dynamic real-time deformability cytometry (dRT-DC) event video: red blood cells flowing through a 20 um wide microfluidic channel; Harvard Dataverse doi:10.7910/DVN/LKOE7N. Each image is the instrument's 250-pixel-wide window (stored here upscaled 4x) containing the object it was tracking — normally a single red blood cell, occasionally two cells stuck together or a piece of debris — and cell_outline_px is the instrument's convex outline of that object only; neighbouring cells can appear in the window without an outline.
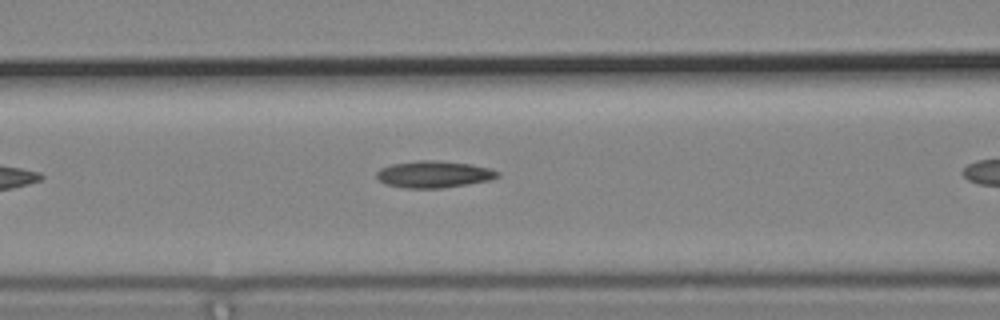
{"species": "common noctule bat (a hibernating species)", "species_latin": "Nyctalus noctula", "temperature_condition": "cold", "stored_images_in_passage": 21, "camera_frame_rate_fps": 3000, "um_per_image_px": 0.085, "animal": {"sex": "male", "body_mass_g": 19.2, "forearm_length_mm": 51.8}, "frame": {"image": 1, "passage_image": 4, "time_ms": 1.0, "image_size_px": [1000, 320], "cell_outline_px": [[500, 176], [488, 180], [468, 184], [444, 188], [404, 188], [388, 184], [380, 180], [376, 176], [376, 172], [380, 168], [392, 164], [420, 160], [436, 160], [468, 164], [488, 168], [500, 172]], "centroid_in_image_um": [36.87, 14.82], "position_along_channel_um": 129.7, "area_um2": 18.73}}
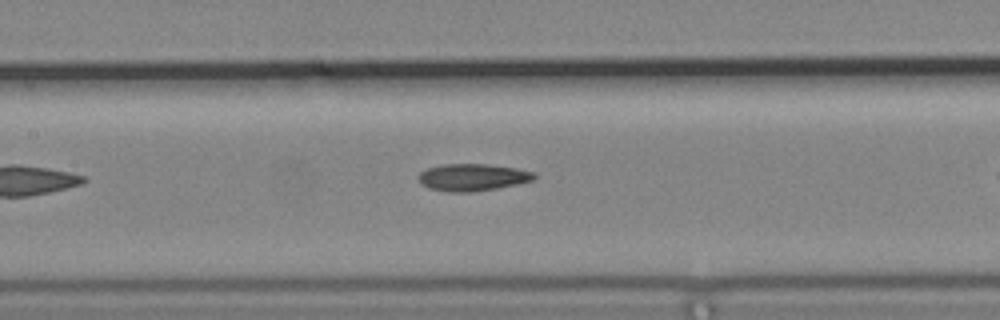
{"frame": {"image": 2, "passage_image": 7, "time_ms": 2.0, "image_size_px": [1000, 320], "cell_outline_px": [[536, 180], [496, 188], [472, 192], [448, 192], [428, 188], [420, 184], [416, 176], [420, 172], [428, 168], [444, 164], [484, 164], [516, 168], [536, 172]], "centroid_in_image_um": [40.15, 15.07], "position_along_channel_um": 167.2, "area_um2": 18.44}}